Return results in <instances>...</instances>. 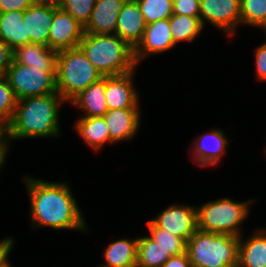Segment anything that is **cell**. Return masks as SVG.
Here are the masks:
<instances>
[{
    "label": "cell",
    "mask_w": 266,
    "mask_h": 267,
    "mask_svg": "<svg viewBox=\"0 0 266 267\" xmlns=\"http://www.w3.org/2000/svg\"><path fill=\"white\" fill-rule=\"evenodd\" d=\"M24 180L30 197L32 227L87 231L82 210L68 182H49L30 176Z\"/></svg>",
    "instance_id": "cell-1"
},
{
    "label": "cell",
    "mask_w": 266,
    "mask_h": 267,
    "mask_svg": "<svg viewBox=\"0 0 266 267\" xmlns=\"http://www.w3.org/2000/svg\"><path fill=\"white\" fill-rule=\"evenodd\" d=\"M65 100L58 94L26 97L16 102L12 120L6 125L9 143L16 139L58 137L60 106Z\"/></svg>",
    "instance_id": "cell-2"
},
{
    "label": "cell",
    "mask_w": 266,
    "mask_h": 267,
    "mask_svg": "<svg viewBox=\"0 0 266 267\" xmlns=\"http://www.w3.org/2000/svg\"><path fill=\"white\" fill-rule=\"evenodd\" d=\"M79 47L102 77L128 74L137 67L134 49L116 34L84 33Z\"/></svg>",
    "instance_id": "cell-3"
},
{
    "label": "cell",
    "mask_w": 266,
    "mask_h": 267,
    "mask_svg": "<svg viewBox=\"0 0 266 267\" xmlns=\"http://www.w3.org/2000/svg\"><path fill=\"white\" fill-rule=\"evenodd\" d=\"M239 239L197 230L186 247L192 267H237Z\"/></svg>",
    "instance_id": "cell-4"
},
{
    "label": "cell",
    "mask_w": 266,
    "mask_h": 267,
    "mask_svg": "<svg viewBox=\"0 0 266 267\" xmlns=\"http://www.w3.org/2000/svg\"><path fill=\"white\" fill-rule=\"evenodd\" d=\"M101 78L80 47L57 53L56 89L66 103Z\"/></svg>",
    "instance_id": "cell-5"
},
{
    "label": "cell",
    "mask_w": 266,
    "mask_h": 267,
    "mask_svg": "<svg viewBox=\"0 0 266 267\" xmlns=\"http://www.w3.org/2000/svg\"><path fill=\"white\" fill-rule=\"evenodd\" d=\"M252 199L236 202L231 198H221L196 207L197 228L200 231L227 234L240 237L239 226L247 219Z\"/></svg>",
    "instance_id": "cell-6"
},
{
    "label": "cell",
    "mask_w": 266,
    "mask_h": 267,
    "mask_svg": "<svg viewBox=\"0 0 266 267\" xmlns=\"http://www.w3.org/2000/svg\"><path fill=\"white\" fill-rule=\"evenodd\" d=\"M5 77L17 100L58 93L56 71H44V67L26 66L13 60Z\"/></svg>",
    "instance_id": "cell-7"
},
{
    "label": "cell",
    "mask_w": 266,
    "mask_h": 267,
    "mask_svg": "<svg viewBox=\"0 0 266 267\" xmlns=\"http://www.w3.org/2000/svg\"><path fill=\"white\" fill-rule=\"evenodd\" d=\"M199 16L204 27L208 21L230 38L241 25L240 0H200Z\"/></svg>",
    "instance_id": "cell-8"
},
{
    "label": "cell",
    "mask_w": 266,
    "mask_h": 267,
    "mask_svg": "<svg viewBox=\"0 0 266 267\" xmlns=\"http://www.w3.org/2000/svg\"><path fill=\"white\" fill-rule=\"evenodd\" d=\"M150 221L186 242L198 230L196 206L192 205L173 203Z\"/></svg>",
    "instance_id": "cell-9"
},
{
    "label": "cell",
    "mask_w": 266,
    "mask_h": 267,
    "mask_svg": "<svg viewBox=\"0 0 266 267\" xmlns=\"http://www.w3.org/2000/svg\"><path fill=\"white\" fill-rule=\"evenodd\" d=\"M84 27L71 14L53 4V21L49 32V48L59 52L79 47Z\"/></svg>",
    "instance_id": "cell-10"
},
{
    "label": "cell",
    "mask_w": 266,
    "mask_h": 267,
    "mask_svg": "<svg viewBox=\"0 0 266 267\" xmlns=\"http://www.w3.org/2000/svg\"><path fill=\"white\" fill-rule=\"evenodd\" d=\"M175 47L169 18L146 25L141 41L134 48L136 64L152 54L170 50Z\"/></svg>",
    "instance_id": "cell-11"
},
{
    "label": "cell",
    "mask_w": 266,
    "mask_h": 267,
    "mask_svg": "<svg viewBox=\"0 0 266 267\" xmlns=\"http://www.w3.org/2000/svg\"><path fill=\"white\" fill-rule=\"evenodd\" d=\"M134 71L105 77V98L108 110L139 109V93L134 88Z\"/></svg>",
    "instance_id": "cell-12"
},
{
    "label": "cell",
    "mask_w": 266,
    "mask_h": 267,
    "mask_svg": "<svg viewBox=\"0 0 266 267\" xmlns=\"http://www.w3.org/2000/svg\"><path fill=\"white\" fill-rule=\"evenodd\" d=\"M53 21V4H32L24 11L26 44L37 43L49 47V32Z\"/></svg>",
    "instance_id": "cell-13"
},
{
    "label": "cell",
    "mask_w": 266,
    "mask_h": 267,
    "mask_svg": "<svg viewBox=\"0 0 266 267\" xmlns=\"http://www.w3.org/2000/svg\"><path fill=\"white\" fill-rule=\"evenodd\" d=\"M146 22L136 0H126L118 15L115 34L133 49L141 41Z\"/></svg>",
    "instance_id": "cell-14"
},
{
    "label": "cell",
    "mask_w": 266,
    "mask_h": 267,
    "mask_svg": "<svg viewBox=\"0 0 266 267\" xmlns=\"http://www.w3.org/2000/svg\"><path fill=\"white\" fill-rule=\"evenodd\" d=\"M194 159L200 167L217 165L222 155L226 153L229 140L221 129H214L210 132L199 135L195 139Z\"/></svg>",
    "instance_id": "cell-15"
},
{
    "label": "cell",
    "mask_w": 266,
    "mask_h": 267,
    "mask_svg": "<svg viewBox=\"0 0 266 267\" xmlns=\"http://www.w3.org/2000/svg\"><path fill=\"white\" fill-rule=\"evenodd\" d=\"M140 117V109L108 110L103 118L109 130L110 144L132 139L141 125Z\"/></svg>",
    "instance_id": "cell-16"
},
{
    "label": "cell",
    "mask_w": 266,
    "mask_h": 267,
    "mask_svg": "<svg viewBox=\"0 0 266 267\" xmlns=\"http://www.w3.org/2000/svg\"><path fill=\"white\" fill-rule=\"evenodd\" d=\"M126 0H96L84 33L95 35L115 34L117 20Z\"/></svg>",
    "instance_id": "cell-17"
},
{
    "label": "cell",
    "mask_w": 266,
    "mask_h": 267,
    "mask_svg": "<svg viewBox=\"0 0 266 267\" xmlns=\"http://www.w3.org/2000/svg\"><path fill=\"white\" fill-rule=\"evenodd\" d=\"M254 232L246 240L240 236L237 267H266V228Z\"/></svg>",
    "instance_id": "cell-18"
},
{
    "label": "cell",
    "mask_w": 266,
    "mask_h": 267,
    "mask_svg": "<svg viewBox=\"0 0 266 267\" xmlns=\"http://www.w3.org/2000/svg\"><path fill=\"white\" fill-rule=\"evenodd\" d=\"M57 53L48 46L28 43L13 50V60L26 66L44 67V71H56Z\"/></svg>",
    "instance_id": "cell-19"
},
{
    "label": "cell",
    "mask_w": 266,
    "mask_h": 267,
    "mask_svg": "<svg viewBox=\"0 0 266 267\" xmlns=\"http://www.w3.org/2000/svg\"><path fill=\"white\" fill-rule=\"evenodd\" d=\"M70 103L84 111L85 115L81 117H103L108 111L105 98V77L92 83Z\"/></svg>",
    "instance_id": "cell-20"
},
{
    "label": "cell",
    "mask_w": 266,
    "mask_h": 267,
    "mask_svg": "<svg viewBox=\"0 0 266 267\" xmlns=\"http://www.w3.org/2000/svg\"><path fill=\"white\" fill-rule=\"evenodd\" d=\"M133 239L111 242L103 252L104 265L97 267H136L138 238Z\"/></svg>",
    "instance_id": "cell-21"
},
{
    "label": "cell",
    "mask_w": 266,
    "mask_h": 267,
    "mask_svg": "<svg viewBox=\"0 0 266 267\" xmlns=\"http://www.w3.org/2000/svg\"><path fill=\"white\" fill-rule=\"evenodd\" d=\"M75 129L85 144L95 151L110 143L109 130L103 117H81L75 122Z\"/></svg>",
    "instance_id": "cell-22"
},
{
    "label": "cell",
    "mask_w": 266,
    "mask_h": 267,
    "mask_svg": "<svg viewBox=\"0 0 266 267\" xmlns=\"http://www.w3.org/2000/svg\"><path fill=\"white\" fill-rule=\"evenodd\" d=\"M24 11L0 13V40L12 50L26 45V28L23 22Z\"/></svg>",
    "instance_id": "cell-23"
},
{
    "label": "cell",
    "mask_w": 266,
    "mask_h": 267,
    "mask_svg": "<svg viewBox=\"0 0 266 267\" xmlns=\"http://www.w3.org/2000/svg\"><path fill=\"white\" fill-rule=\"evenodd\" d=\"M170 257L149 235L138 237L136 267H161Z\"/></svg>",
    "instance_id": "cell-24"
},
{
    "label": "cell",
    "mask_w": 266,
    "mask_h": 267,
    "mask_svg": "<svg viewBox=\"0 0 266 267\" xmlns=\"http://www.w3.org/2000/svg\"><path fill=\"white\" fill-rule=\"evenodd\" d=\"M169 24L175 45L182 41L192 42L204 28L200 16L173 14Z\"/></svg>",
    "instance_id": "cell-25"
},
{
    "label": "cell",
    "mask_w": 266,
    "mask_h": 267,
    "mask_svg": "<svg viewBox=\"0 0 266 267\" xmlns=\"http://www.w3.org/2000/svg\"><path fill=\"white\" fill-rule=\"evenodd\" d=\"M146 225L149 236L171 256L181 255L186 252L187 242L184 239L155 226L150 220L147 221Z\"/></svg>",
    "instance_id": "cell-26"
},
{
    "label": "cell",
    "mask_w": 266,
    "mask_h": 267,
    "mask_svg": "<svg viewBox=\"0 0 266 267\" xmlns=\"http://www.w3.org/2000/svg\"><path fill=\"white\" fill-rule=\"evenodd\" d=\"M146 24L168 19L173 15V0H136Z\"/></svg>",
    "instance_id": "cell-27"
},
{
    "label": "cell",
    "mask_w": 266,
    "mask_h": 267,
    "mask_svg": "<svg viewBox=\"0 0 266 267\" xmlns=\"http://www.w3.org/2000/svg\"><path fill=\"white\" fill-rule=\"evenodd\" d=\"M241 24L262 28L266 24V0H240Z\"/></svg>",
    "instance_id": "cell-28"
},
{
    "label": "cell",
    "mask_w": 266,
    "mask_h": 267,
    "mask_svg": "<svg viewBox=\"0 0 266 267\" xmlns=\"http://www.w3.org/2000/svg\"><path fill=\"white\" fill-rule=\"evenodd\" d=\"M95 3L96 0H59L57 5L85 27L90 20Z\"/></svg>",
    "instance_id": "cell-29"
},
{
    "label": "cell",
    "mask_w": 266,
    "mask_h": 267,
    "mask_svg": "<svg viewBox=\"0 0 266 267\" xmlns=\"http://www.w3.org/2000/svg\"><path fill=\"white\" fill-rule=\"evenodd\" d=\"M17 99L6 77L0 78V122L5 126L12 120Z\"/></svg>",
    "instance_id": "cell-30"
},
{
    "label": "cell",
    "mask_w": 266,
    "mask_h": 267,
    "mask_svg": "<svg viewBox=\"0 0 266 267\" xmlns=\"http://www.w3.org/2000/svg\"><path fill=\"white\" fill-rule=\"evenodd\" d=\"M173 14L199 16L200 0H173Z\"/></svg>",
    "instance_id": "cell-31"
},
{
    "label": "cell",
    "mask_w": 266,
    "mask_h": 267,
    "mask_svg": "<svg viewBox=\"0 0 266 267\" xmlns=\"http://www.w3.org/2000/svg\"><path fill=\"white\" fill-rule=\"evenodd\" d=\"M255 69L257 80L266 81V42L255 50Z\"/></svg>",
    "instance_id": "cell-32"
},
{
    "label": "cell",
    "mask_w": 266,
    "mask_h": 267,
    "mask_svg": "<svg viewBox=\"0 0 266 267\" xmlns=\"http://www.w3.org/2000/svg\"><path fill=\"white\" fill-rule=\"evenodd\" d=\"M13 50L0 40V78L5 77L13 62Z\"/></svg>",
    "instance_id": "cell-33"
},
{
    "label": "cell",
    "mask_w": 266,
    "mask_h": 267,
    "mask_svg": "<svg viewBox=\"0 0 266 267\" xmlns=\"http://www.w3.org/2000/svg\"><path fill=\"white\" fill-rule=\"evenodd\" d=\"M31 0H0V13L8 11H25L32 5Z\"/></svg>",
    "instance_id": "cell-34"
},
{
    "label": "cell",
    "mask_w": 266,
    "mask_h": 267,
    "mask_svg": "<svg viewBox=\"0 0 266 267\" xmlns=\"http://www.w3.org/2000/svg\"><path fill=\"white\" fill-rule=\"evenodd\" d=\"M161 267H192L188 253L171 256Z\"/></svg>",
    "instance_id": "cell-35"
},
{
    "label": "cell",
    "mask_w": 266,
    "mask_h": 267,
    "mask_svg": "<svg viewBox=\"0 0 266 267\" xmlns=\"http://www.w3.org/2000/svg\"><path fill=\"white\" fill-rule=\"evenodd\" d=\"M13 238L6 237L0 241V267L8 259L11 250L13 249Z\"/></svg>",
    "instance_id": "cell-36"
},
{
    "label": "cell",
    "mask_w": 266,
    "mask_h": 267,
    "mask_svg": "<svg viewBox=\"0 0 266 267\" xmlns=\"http://www.w3.org/2000/svg\"><path fill=\"white\" fill-rule=\"evenodd\" d=\"M9 140L7 139L6 133L0 138V169L5 164L6 156L9 148Z\"/></svg>",
    "instance_id": "cell-37"
},
{
    "label": "cell",
    "mask_w": 266,
    "mask_h": 267,
    "mask_svg": "<svg viewBox=\"0 0 266 267\" xmlns=\"http://www.w3.org/2000/svg\"><path fill=\"white\" fill-rule=\"evenodd\" d=\"M33 4H58L59 0H31Z\"/></svg>",
    "instance_id": "cell-38"
},
{
    "label": "cell",
    "mask_w": 266,
    "mask_h": 267,
    "mask_svg": "<svg viewBox=\"0 0 266 267\" xmlns=\"http://www.w3.org/2000/svg\"><path fill=\"white\" fill-rule=\"evenodd\" d=\"M6 133V126L0 122V138Z\"/></svg>",
    "instance_id": "cell-39"
},
{
    "label": "cell",
    "mask_w": 266,
    "mask_h": 267,
    "mask_svg": "<svg viewBox=\"0 0 266 267\" xmlns=\"http://www.w3.org/2000/svg\"><path fill=\"white\" fill-rule=\"evenodd\" d=\"M11 263L9 262V259H7L3 265L1 267H12V265H10Z\"/></svg>",
    "instance_id": "cell-40"
},
{
    "label": "cell",
    "mask_w": 266,
    "mask_h": 267,
    "mask_svg": "<svg viewBox=\"0 0 266 267\" xmlns=\"http://www.w3.org/2000/svg\"><path fill=\"white\" fill-rule=\"evenodd\" d=\"M262 29H264L265 30V32H266V24L262 27Z\"/></svg>",
    "instance_id": "cell-41"
}]
</instances>
